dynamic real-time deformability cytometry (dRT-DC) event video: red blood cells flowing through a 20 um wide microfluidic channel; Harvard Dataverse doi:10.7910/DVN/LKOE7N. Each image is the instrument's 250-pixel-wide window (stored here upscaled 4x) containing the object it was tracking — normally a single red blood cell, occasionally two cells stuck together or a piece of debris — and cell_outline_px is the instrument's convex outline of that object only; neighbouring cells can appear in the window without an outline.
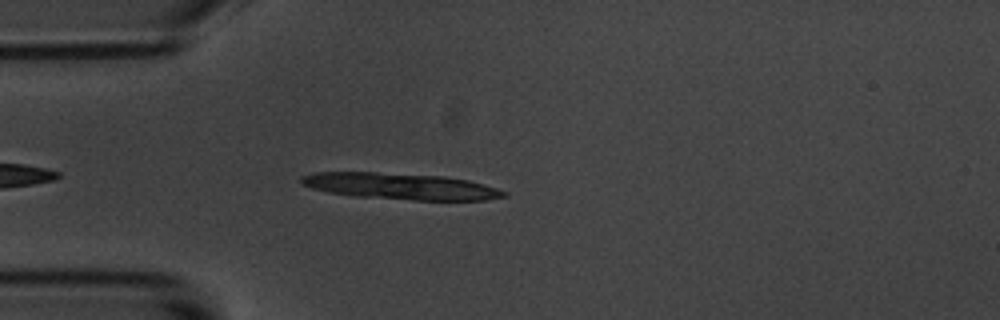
{"species": "common noctule bat (a hibernating species)", "species_latin": "Nyctalus noctula", "temperature_condition": "room temperature", "stored_images_in_passage": 29, "camera_frame_rate_fps": 3000, "um_per_image_px": 0.085, "animal": {"sex": "male", "body_mass_g": 20.1, "forearm_length_mm": 53.5}, "frame": {"image": 1, "passage_image": 5, "time_ms": 1.333, "image_size_px": [1000, 320], "cell_outline_px": [[508, 196], [484, 200], [412, 200], [356, 196], [328, 192], [312, 188], [300, 184], [300, 176], [312, 172], [376, 172], [444, 176], [468, 180], [484, 184], [508, 192]], "centroid_in_image_um": [34.03, 15.83], "position_along_channel_um": 51.0, "area_um2": 31.21}}